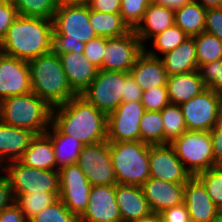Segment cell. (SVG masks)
<instances>
[{"mask_svg": "<svg viewBox=\"0 0 222 222\" xmlns=\"http://www.w3.org/2000/svg\"><path fill=\"white\" fill-rule=\"evenodd\" d=\"M59 173V198L71 213L81 217L86 211L91 184L77 164L67 165Z\"/></svg>", "mask_w": 222, "mask_h": 222, "instance_id": "cell-14", "label": "cell"}, {"mask_svg": "<svg viewBox=\"0 0 222 222\" xmlns=\"http://www.w3.org/2000/svg\"><path fill=\"white\" fill-rule=\"evenodd\" d=\"M141 188L153 213L159 214L164 209L184 203L185 184L150 177Z\"/></svg>", "mask_w": 222, "mask_h": 222, "instance_id": "cell-18", "label": "cell"}, {"mask_svg": "<svg viewBox=\"0 0 222 222\" xmlns=\"http://www.w3.org/2000/svg\"><path fill=\"white\" fill-rule=\"evenodd\" d=\"M142 93L131 74L124 72V102L141 101Z\"/></svg>", "mask_w": 222, "mask_h": 222, "instance_id": "cell-46", "label": "cell"}, {"mask_svg": "<svg viewBox=\"0 0 222 222\" xmlns=\"http://www.w3.org/2000/svg\"><path fill=\"white\" fill-rule=\"evenodd\" d=\"M131 76L142 91H148L159 86H166L168 73L162 59L154 51H146L138 57L130 70Z\"/></svg>", "mask_w": 222, "mask_h": 222, "instance_id": "cell-19", "label": "cell"}, {"mask_svg": "<svg viewBox=\"0 0 222 222\" xmlns=\"http://www.w3.org/2000/svg\"><path fill=\"white\" fill-rule=\"evenodd\" d=\"M141 103L147 111L163 110L170 103L167 86H159L143 91Z\"/></svg>", "mask_w": 222, "mask_h": 222, "instance_id": "cell-41", "label": "cell"}, {"mask_svg": "<svg viewBox=\"0 0 222 222\" xmlns=\"http://www.w3.org/2000/svg\"><path fill=\"white\" fill-rule=\"evenodd\" d=\"M89 22L99 37L117 38L131 31L120 13H106L90 10Z\"/></svg>", "mask_w": 222, "mask_h": 222, "instance_id": "cell-29", "label": "cell"}, {"mask_svg": "<svg viewBox=\"0 0 222 222\" xmlns=\"http://www.w3.org/2000/svg\"><path fill=\"white\" fill-rule=\"evenodd\" d=\"M198 72L207 88L222 95V59L199 66Z\"/></svg>", "mask_w": 222, "mask_h": 222, "instance_id": "cell-40", "label": "cell"}, {"mask_svg": "<svg viewBox=\"0 0 222 222\" xmlns=\"http://www.w3.org/2000/svg\"><path fill=\"white\" fill-rule=\"evenodd\" d=\"M184 203L191 222H210L220 211L195 176L185 183Z\"/></svg>", "mask_w": 222, "mask_h": 222, "instance_id": "cell-20", "label": "cell"}, {"mask_svg": "<svg viewBox=\"0 0 222 222\" xmlns=\"http://www.w3.org/2000/svg\"><path fill=\"white\" fill-rule=\"evenodd\" d=\"M59 4H87L89 0H57Z\"/></svg>", "mask_w": 222, "mask_h": 222, "instance_id": "cell-54", "label": "cell"}, {"mask_svg": "<svg viewBox=\"0 0 222 222\" xmlns=\"http://www.w3.org/2000/svg\"><path fill=\"white\" fill-rule=\"evenodd\" d=\"M80 96L99 111L110 114L124 102V72L98 70Z\"/></svg>", "mask_w": 222, "mask_h": 222, "instance_id": "cell-9", "label": "cell"}, {"mask_svg": "<svg viewBox=\"0 0 222 222\" xmlns=\"http://www.w3.org/2000/svg\"><path fill=\"white\" fill-rule=\"evenodd\" d=\"M198 67L222 59V41L202 32L194 37Z\"/></svg>", "mask_w": 222, "mask_h": 222, "instance_id": "cell-34", "label": "cell"}, {"mask_svg": "<svg viewBox=\"0 0 222 222\" xmlns=\"http://www.w3.org/2000/svg\"><path fill=\"white\" fill-rule=\"evenodd\" d=\"M164 127V145L172 143L187 131L184 117L178 104L169 103L160 111Z\"/></svg>", "mask_w": 222, "mask_h": 222, "instance_id": "cell-32", "label": "cell"}, {"mask_svg": "<svg viewBox=\"0 0 222 222\" xmlns=\"http://www.w3.org/2000/svg\"><path fill=\"white\" fill-rule=\"evenodd\" d=\"M133 222H163V221L161 219L160 214L152 212L150 215Z\"/></svg>", "mask_w": 222, "mask_h": 222, "instance_id": "cell-53", "label": "cell"}, {"mask_svg": "<svg viewBox=\"0 0 222 222\" xmlns=\"http://www.w3.org/2000/svg\"><path fill=\"white\" fill-rule=\"evenodd\" d=\"M144 46L134 30L121 37L106 38L103 63L99 70L130 73L144 52Z\"/></svg>", "mask_w": 222, "mask_h": 222, "instance_id": "cell-12", "label": "cell"}, {"mask_svg": "<svg viewBox=\"0 0 222 222\" xmlns=\"http://www.w3.org/2000/svg\"><path fill=\"white\" fill-rule=\"evenodd\" d=\"M106 37H99L85 43L83 55L98 69L101 68L104 57Z\"/></svg>", "mask_w": 222, "mask_h": 222, "instance_id": "cell-42", "label": "cell"}, {"mask_svg": "<svg viewBox=\"0 0 222 222\" xmlns=\"http://www.w3.org/2000/svg\"><path fill=\"white\" fill-rule=\"evenodd\" d=\"M195 2H198L201 6L204 8H217V7H222V0H194Z\"/></svg>", "mask_w": 222, "mask_h": 222, "instance_id": "cell-52", "label": "cell"}, {"mask_svg": "<svg viewBox=\"0 0 222 222\" xmlns=\"http://www.w3.org/2000/svg\"><path fill=\"white\" fill-rule=\"evenodd\" d=\"M144 112L141 101L122 102L107 115V141H140V122Z\"/></svg>", "mask_w": 222, "mask_h": 222, "instance_id": "cell-13", "label": "cell"}, {"mask_svg": "<svg viewBox=\"0 0 222 222\" xmlns=\"http://www.w3.org/2000/svg\"><path fill=\"white\" fill-rule=\"evenodd\" d=\"M151 0H121L120 14L131 30L141 22Z\"/></svg>", "mask_w": 222, "mask_h": 222, "instance_id": "cell-39", "label": "cell"}, {"mask_svg": "<svg viewBox=\"0 0 222 222\" xmlns=\"http://www.w3.org/2000/svg\"><path fill=\"white\" fill-rule=\"evenodd\" d=\"M18 15L25 17H41L53 20L58 8L57 0H11Z\"/></svg>", "mask_w": 222, "mask_h": 222, "instance_id": "cell-35", "label": "cell"}, {"mask_svg": "<svg viewBox=\"0 0 222 222\" xmlns=\"http://www.w3.org/2000/svg\"><path fill=\"white\" fill-rule=\"evenodd\" d=\"M116 203L122 222H133L152 213L141 186L116 184Z\"/></svg>", "mask_w": 222, "mask_h": 222, "instance_id": "cell-22", "label": "cell"}, {"mask_svg": "<svg viewBox=\"0 0 222 222\" xmlns=\"http://www.w3.org/2000/svg\"><path fill=\"white\" fill-rule=\"evenodd\" d=\"M53 51V21L18 16L0 41L4 55L30 61Z\"/></svg>", "mask_w": 222, "mask_h": 222, "instance_id": "cell-2", "label": "cell"}, {"mask_svg": "<svg viewBox=\"0 0 222 222\" xmlns=\"http://www.w3.org/2000/svg\"><path fill=\"white\" fill-rule=\"evenodd\" d=\"M195 177L204 185L213 203L222 210V165L200 172Z\"/></svg>", "mask_w": 222, "mask_h": 222, "instance_id": "cell-36", "label": "cell"}, {"mask_svg": "<svg viewBox=\"0 0 222 222\" xmlns=\"http://www.w3.org/2000/svg\"><path fill=\"white\" fill-rule=\"evenodd\" d=\"M140 141L149 145H164V127L160 111L145 110L140 122Z\"/></svg>", "mask_w": 222, "mask_h": 222, "instance_id": "cell-31", "label": "cell"}, {"mask_svg": "<svg viewBox=\"0 0 222 222\" xmlns=\"http://www.w3.org/2000/svg\"><path fill=\"white\" fill-rule=\"evenodd\" d=\"M188 36L177 25H173L153 37V47L163 55L178 47Z\"/></svg>", "mask_w": 222, "mask_h": 222, "instance_id": "cell-38", "label": "cell"}, {"mask_svg": "<svg viewBox=\"0 0 222 222\" xmlns=\"http://www.w3.org/2000/svg\"><path fill=\"white\" fill-rule=\"evenodd\" d=\"M52 21L56 54L83 53L85 43L97 37L89 22L88 4H59Z\"/></svg>", "mask_w": 222, "mask_h": 222, "instance_id": "cell-3", "label": "cell"}, {"mask_svg": "<svg viewBox=\"0 0 222 222\" xmlns=\"http://www.w3.org/2000/svg\"><path fill=\"white\" fill-rule=\"evenodd\" d=\"M149 168L150 177L171 183L185 184L192 177L170 144L150 145Z\"/></svg>", "mask_w": 222, "mask_h": 222, "instance_id": "cell-15", "label": "cell"}, {"mask_svg": "<svg viewBox=\"0 0 222 222\" xmlns=\"http://www.w3.org/2000/svg\"><path fill=\"white\" fill-rule=\"evenodd\" d=\"M210 222H222V210H220Z\"/></svg>", "mask_w": 222, "mask_h": 222, "instance_id": "cell-56", "label": "cell"}, {"mask_svg": "<svg viewBox=\"0 0 222 222\" xmlns=\"http://www.w3.org/2000/svg\"><path fill=\"white\" fill-rule=\"evenodd\" d=\"M206 8L192 1L174 10L175 25L180 27L188 37H195L205 30Z\"/></svg>", "mask_w": 222, "mask_h": 222, "instance_id": "cell-30", "label": "cell"}, {"mask_svg": "<svg viewBox=\"0 0 222 222\" xmlns=\"http://www.w3.org/2000/svg\"><path fill=\"white\" fill-rule=\"evenodd\" d=\"M222 95L207 88L180 105L187 131H210L217 125Z\"/></svg>", "mask_w": 222, "mask_h": 222, "instance_id": "cell-10", "label": "cell"}, {"mask_svg": "<svg viewBox=\"0 0 222 222\" xmlns=\"http://www.w3.org/2000/svg\"><path fill=\"white\" fill-rule=\"evenodd\" d=\"M61 60L71 89L80 95L95 79L98 68L83 53L69 52L57 54Z\"/></svg>", "mask_w": 222, "mask_h": 222, "instance_id": "cell-21", "label": "cell"}, {"mask_svg": "<svg viewBox=\"0 0 222 222\" xmlns=\"http://www.w3.org/2000/svg\"><path fill=\"white\" fill-rule=\"evenodd\" d=\"M80 222H122L116 203V184L91 186Z\"/></svg>", "mask_w": 222, "mask_h": 222, "instance_id": "cell-17", "label": "cell"}, {"mask_svg": "<svg viewBox=\"0 0 222 222\" xmlns=\"http://www.w3.org/2000/svg\"><path fill=\"white\" fill-rule=\"evenodd\" d=\"M204 32L216 36L222 41V7L206 10Z\"/></svg>", "mask_w": 222, "mask_h": 222, "instance_id": "cell-44", "label": "cell"}, {"mask_svg": "<svg viewBox=\"0 0 222 222\" xmlns=\"http://www.w3.org/2000/svg\"><path fill=\"white\" fill-rule=\"evenodd\" d=\"M32 92L28 61L0 52V102L11 96Z\"/></svg>", "mask_w": 222, "mask_h": 222, "instance_id": "cell-16", "label": "cell"}, {"mask_svg": "<svg viewBox=\"0 0 222 222\" xmlns=\"http://www.w3.org/2000/svg\"><path fill=\"white\" fill-rule=\"evenodd\" d=\"M160 57L168 76L198 70L194 37H187L174 50Z\"/></svg>", "mask_w": 222, "mask_h": 222, "instance_id": "cell-26", "label": "cell"}, {"mask_svg": "<svg viewBox=\"0 0 222 222\" xmlns=\"http://www.w3.org/2000/svg\"><path fill=\"white\" fill-rule=\"evenodd\" d=\"M0 222H28L15 201L0 211Z\"/></svg>", "mask_w": 222, "mask_h": 222, "instance_id": "cell-48", "label": "cell"}, {"mask_svg": "<svg viewBox=\"0 0 222 222\" xmlns=\"http://www.w3.org/2000/svg\"><path fill=\"white\" fill-rule=\"evenodd\" d=\"M19 161L26 166L36 169L56 170L51 138L46 133L35 135Z\"/></svg>", "mask_w": 222, "mask_h": 222, "instance_id": "cell-27", "label": "cell"}, {"mask_svg": "<svg viewBox=\"0 0 222 222\" xmlns=\"http://www.w3.org/2000/svg\"><path fill=\"white\" fill-rule=\"evenodd\" d=\"M28 222H80V217L71 213L61 199L58 198Z\"/></svg>", "mask_w": 222, "mask_h": 222, "instance_id": "cell-37", "label": "cell"}, {"mask_svg": "<svg viewBox=\"0 0 222 222\" xmlns=\"http://www.w3.org/2000/svg\"><path fill=\"white\" fill-rule=\"evenodd\" d=\"M149 149L142 141L109 142L117 184L142 186L150 178Z\"/></svg>", "mask_w": 222, "mask_h": 222, "instance_id": "cell-6", "label": "cell"}, {"mask_svg": "<svg viewBox=\"0 0 222 222\" xmlns=\"http://www.w3.org/2000/svg\"><path fill=\"white\" fill-rule=\"evenodd\" d=\"M52 132L49 129L45 132L52 140L56 170L59 171L67 165H74L77 163L78 157L84 145L71 136L62 134L52 123Z\"/></svg>", "mask_w": 222, "mask_h": 222, "instance_id": "cell-28", "label": "cell"}, {"mask_svg": "<svg viewBox=\"0 0 222 222\" xmlns=\"http://www.w3.org/2000/svg\"><path fill=\"white\" fill-rule=\"evenodd\" d=\"M58 198L59 194H52L50 192H34L31 194L14 196V201L24 213L25 219L29 221L42 209L54 203Z\"/></svg>", "mask_w": 222, "mask_h": 222, "instance_id": "cell-33", "label": "cell"}, {"mask_svg": "<svg viewBox=\"0 0 222 222\" xmlns=\"http://www.w3.org/2000/svg\"><path fill=\"white\" fill-rule=\"evenodd\" d=\"M87 4L90 10L106 13H120L121 8V0H89Z\"/></svg>", "mask_w": 222, "mask_h": 222, "instance_id": "cell-47", "label": "cell"}, {"mask_svg": "<svg viewBox=\"0 0 222 222\" xmlns=\"http://www.w3.org/2000/svg\"><path fill=\"white\" fill-rule=\"evenodd\" d=\"M18 16L17 9L11 0H0V41Z\"/></svg>", "mask_w": 222, "mask_h": 222, "instance_id": "cell-43", "label": "cell"}, {"mask_svg": "<svg viewBox=\"0 0 222 222\" xmlns=\"http://www.w3.org/2000/svg\"><path fill=\"white\" fill-rule=\"evenodd\" d=\"M31 90L51 108L66 103L77 94L71 89L59 56L54 52L28 61Z\"/></svg>", "mask_w": 222, "mask_h": 222, "instance_id": "cell-4", "label": "cell"}, {"mask_svg": "<svg viewBox=\"0 0 222 222\" xmlns=\"http://www.w3.org/2000/svg\"><path fill=\"white\" fill-rule=\"evenodd\" d=\"M174 24L175 20L173 9L150 3L146 8L141 22L134 29V32L143 44V41L146 39H152V37L163 32L165 29L173 26Z\"/></svg>", "mask_w": 222, "mask_h": 222, "instance_id": "cell-25", "label": "cell"}, {"mask_svg": "<svg viewBox=\"0 0 222 222\" xmlns=\"http://www.w3.org/2000/svg\"><path fill=\"white\" fill-rule=\"evenodd\" d=\"M76 164L92 186L117 184L107 140L84 145Z\"/></svg>", "mask_w": 222, "mask_h": 222, "instance_id": "cell-11", "label": "cell"}, {"mask_svg": "<svg viewBox=\"0 0 222 222\" xmlns=\"http://www.w3.org/2000/svg\"><path fill=\"white\" fill-rule=\"evenodd\" d=\"M30 130L17 128L0 120V165L2 161L19 160L35 137Z\"/></svg>", "mask_w": 222, "mask_h": 222, "instance_id": "cell-23", "label": "cell"}, {"mask_svg": "<svg viewBox=\"0 0 222 222\" xmlns=\"http://www.w3.org/2000/svg\"><path fill=\"white\" fill-rule=\"evenodd\" d=\"M170 145L192 176L216 166L209 131H186Z\"/></svg>", "mask_w": 222, "mask_h": 222, "instance_id": "cell-8", "label": "cell"}, {"mask_svg": "<svg viewBox=\"0 0 222 222\" xmlns=\"http://www.w3.org/2000/svg\"><path fill=\"white\" fill-rule=\"evenodd\" d=\"M192 1L194 0H151V3L176 10L183 7L185 4L191 3Z\"/></svg>", "mask_w": 222, "mask_h": 222, "instance_id": "cell-51", "label": "cell"}, {"mask_svg": "<svg viewBox=\"0 0 222 222\" xmlns=\"http://www.w3.org/2000/svg\"><path fill=\"white\" fill-rule=\"evenodd\" d=\"M215 165H222V129L215 127L210 131Z\"/></svg>", "mask_w": 222, "mask_h": 222, "instance_id": "cell-50", "label": "cell"}, {"mask_svg": "<svg viewBox=\"0 0 222 222\" xmlns=\"http://www.w3.org/2000/svg\"><path fill=\"white\" fill-rule=\"evenodd\" d=\"M215 128L222 129V102L219 108L218 120H217V125L215 126Z\"/></svg>", "mask_w": 222, "mask_h": 222, "instance_id": "cell-55", "label": "cell"}, {"mask_svg": "<svg viewBox=\"0 0 222 222\" xmlns=\"http://www.w3.org/2000/svg\"><path fill=\"white\" fill-rule=\"evenodd\" d=\"M52 108L35 93L11 96L0 102V120L17 128L44 134L51 124Z\"/></svg>", "mask_w": 222, "mask_h": 222, "instance_id": "cell-5", "label": "cell"}, {"mask_svg": "<svg viewBox=\"0 0 222 222\" xmlns=\"http://www.w3.org/2000/svg\"><path fill=\"white\" fill-rule=\"evenodd\" d=\"M14 202V197L10 188L7 176L0 175V211Z\"/></svg>", "mask_w": 222, "mask_h": 222, "instance_id": "cell-49", "label": "cell"}, {"mask_svg": "<svg viewBox=\"0 0 222 222\" xmlns=\"http://www.w3.org/2000/svg\"><path fill=\"white\" fill-rule=\"evenodd\" d=\"M5 171L13 197L34 192L60 194L57 170L36 169L15 160L7 163Z\"/></svg>", "mask_w": 222, "mask_h": 222, "instance_id": "cell-7", "label": "cell"}, {"mask_svg": "<svg viewBox=\"0 0 222 222\" xmlns=\"http://www.w3.org/2000/svg\"><path fill=\"white\" fill-rule=\"evenodd\" d=\"M159 214L163 222H191L185 203L164 209Z\"/></svg>", "mask_w": 222, "mask_h": 222, "instance_id": "cell-45", "label": "cell"}, {"mask_svg": "<svg viewBox=\"0 0 222 222\" xmlns=\"http://www.w3.org/2000/svg\"><path fill=\"white\" fill-rule=\"evenodd\" d=\"M51 123L62 134L73 137L83 145L107 140V115L80 95L53 107Z\"/></svg>", "mask_w": 222, "mask_h": 222, "instance_id": "cell-1", "label": "cell"}, {"mask_svg": "<svg viewBox=\"0 0 222 222\" xmlns=\"http://www.w3.org/2000/svg\"><path fill=\"white\" fill-rule=\"evenodd\" d=\"M166 86L169 102L178 105L200 95L207 89L198 70L168 76Z\"/></svg>", "mask_w": 222, "mask_h": 222, "instance_id": "cell-24", "label": "cell"}]
</instances>
